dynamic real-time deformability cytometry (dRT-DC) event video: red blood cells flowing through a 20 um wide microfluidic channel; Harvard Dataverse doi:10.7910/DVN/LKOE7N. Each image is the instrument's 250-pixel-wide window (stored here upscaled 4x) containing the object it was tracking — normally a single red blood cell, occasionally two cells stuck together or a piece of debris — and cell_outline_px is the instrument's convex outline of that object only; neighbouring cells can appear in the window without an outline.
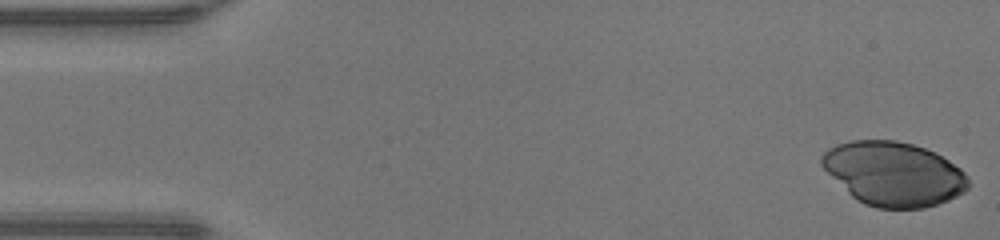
{"species": "human", "species_latin": "Homo sapiens", "temperature_condition": "warm", "stored_images_in_passage": 41, "camera_frame_rate_fps": 3000, "um_per_image_px": 0.085, "donor": {"sex": "male"}, "frame": {"image": 1, "passage_image": 1, "time_ms": 0.0, "image_size_px": [1000, 240], "cell_outline_px": [[968, 188], [964, 192], [948, 200], [924, 208], [876, 208], [864, 204], [856, 200], [820, 164], [820, 156], [828, 148], [836, 144], [852, 140], [896, 140], [912, 144], [924, 148], [948, 160], [960, 168], [968, 176]], "centroid_in_image_um": [75.95, 14.77], "position_along_channel_um": 9.1, "area_um2": 54.45}}
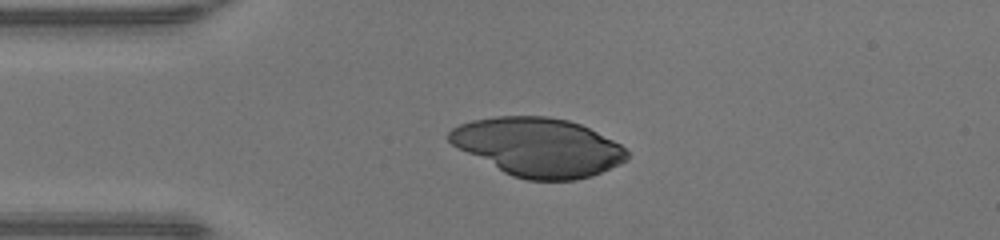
{"frame": {"image": 2, "passage_image": 11, "time_ms": 3.333, "image_size_px": [1000, 240], "cell_outline_px": [[628, 160], [620, 164], [592, 176], [576, 180], [528, 180], [512, 176], [504, 172], [452, 144], [448, 140], [448, 132], [452, 128], [460, 124], [472, 120], [496, 116], [548, 116], [568, 120], [580, 124], [620, 144], [628, 152]], "centroid_in_image_um": [45.76, 12.5], "position_along_channel_um": 39.2, "area_um2": 60.29}}